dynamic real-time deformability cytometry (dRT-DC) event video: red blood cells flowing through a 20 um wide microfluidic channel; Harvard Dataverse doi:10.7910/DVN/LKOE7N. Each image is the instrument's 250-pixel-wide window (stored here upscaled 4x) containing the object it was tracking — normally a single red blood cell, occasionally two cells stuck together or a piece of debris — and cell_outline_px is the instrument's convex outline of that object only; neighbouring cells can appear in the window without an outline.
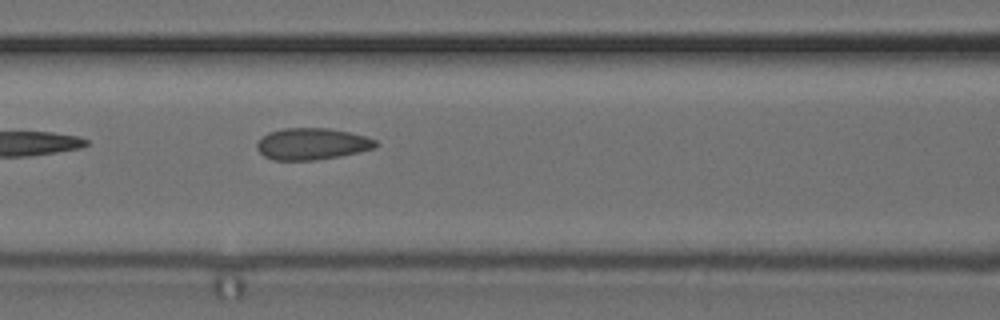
{"species": "common noctule bat (a hibernating species)", "species_latin": "Nyctalus noctula", "temperature_condition": "cold", "stored_images_in_passage": 3, "camera_frame_rate_fps": 3000, "um_per_image_px": 0.085, "animal": {"sex": "female", "body_mass_g": 24.6, "forearm_length_mm": 56.2}, "frame": {"image": 1, "passage_image": 3, "time_ms": 2.667, "image_size_px": [1000, 320], "cell_outline_px": [[380, 144], [376, 148], [360, 152], [340, 156], [316, 160], [272, 160], [264, 156], [256, 148], [256, 144], [260, 136], [268, 132], [284, 128], [328, 128], [348, 132], [364, 136], [376, 140]], "centroid_in_image_um": [26.51, 12.23], "position_along_channel_um": 140.1, "area_um2": 22.14}}